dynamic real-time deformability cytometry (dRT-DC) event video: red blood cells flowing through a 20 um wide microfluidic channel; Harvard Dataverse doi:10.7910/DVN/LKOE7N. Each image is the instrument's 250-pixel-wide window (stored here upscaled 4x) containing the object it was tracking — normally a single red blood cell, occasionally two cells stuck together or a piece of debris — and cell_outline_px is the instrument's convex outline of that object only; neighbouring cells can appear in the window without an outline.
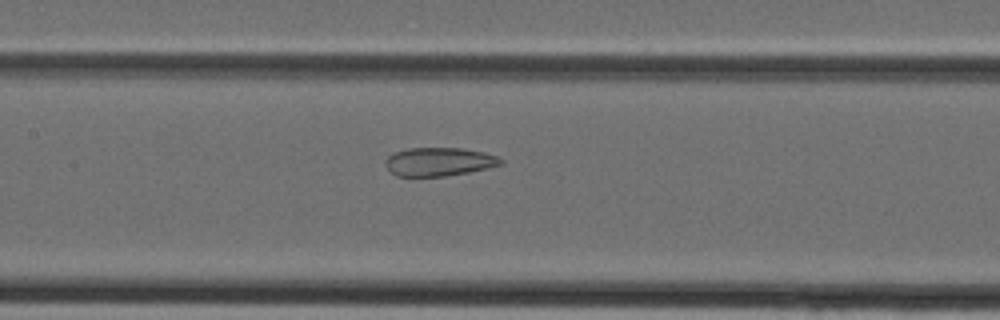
{"species": "Egyptian fruit bat (a non-hibernating species)", "species_latin": "Rousettus aegyptiacus", "temperature_condition": "cold", "stored_images_in_passage": 40, "camera_frame_rate_fps": 3000, "um_per_image_px": 0.085, "animal": {"sex": "female"}, "frame": {"image": 1, "passage_image": 19, "time_ms": 6.0, "image_size_px": [1000, 320], "cell_outline_px": [[504, 164], [488, 168], [468, 172], [444, 176], [396, 176], [384, 164], [384, 160], [388, 156], [396, 152], [408, 148], [464, 148], [484, 152], [496, 156], [504, 160]], "centroid_in_image_um": [37.34, 13.74], "position_along_channel_um": 170.1, "area_um2": 19.19}}
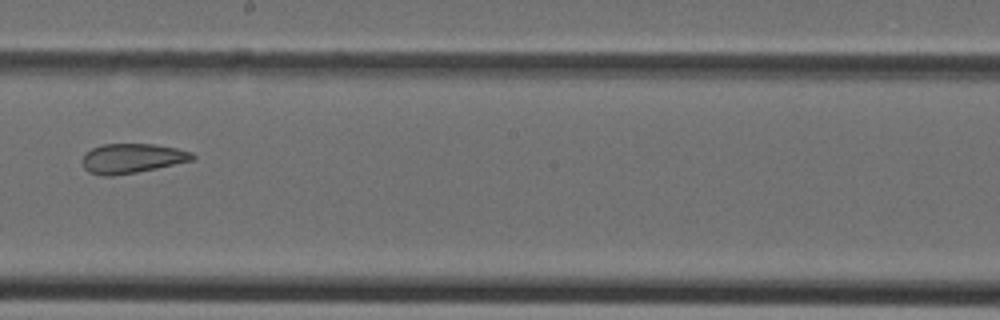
{"frame": {"image": 2, "passage_image": 23, "time_ms": 7.333, "image_size_px": [1000, 320], "cell_outline_px": [[196, 156], [192, 160], [156, 168], [136, 172], [112, 176], [100, 176], [88, 172], [84, 168], [84, 152], [92, 148], [104, 144], [156, 144], [176, 148], [192, 152]], "centroid_in_image_um": [11.21, 13.46], "position_along_channel_um": 237.0, "area_um2": 18.9}}
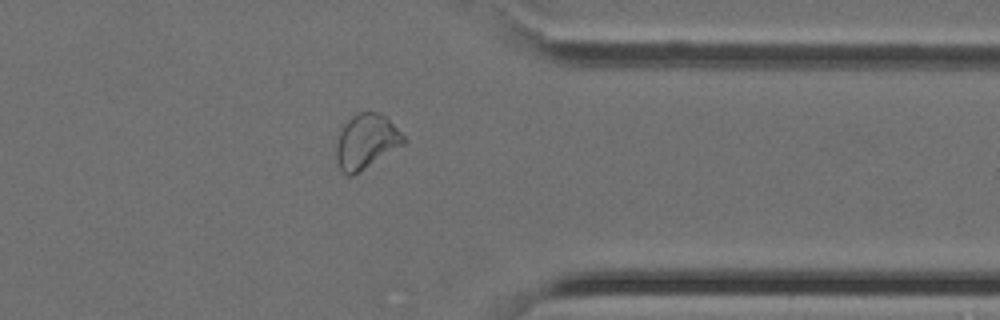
{"frame": {"image": 3, "passage_image": 32, "time_ms": 10.333, "image_size_px": [1000, 320], "cell_outline_px": [[408, 140], [404, 144], [352, 176], [348, 176], [340, 168], [336, 160], [336, 144], [340, 132], [344, 124], [356, 112], [380, 112]], "centroid_in_image_um": [31.11, 12.02], "position_along_channel_um": 380.3, "area_um2": 21.15}}